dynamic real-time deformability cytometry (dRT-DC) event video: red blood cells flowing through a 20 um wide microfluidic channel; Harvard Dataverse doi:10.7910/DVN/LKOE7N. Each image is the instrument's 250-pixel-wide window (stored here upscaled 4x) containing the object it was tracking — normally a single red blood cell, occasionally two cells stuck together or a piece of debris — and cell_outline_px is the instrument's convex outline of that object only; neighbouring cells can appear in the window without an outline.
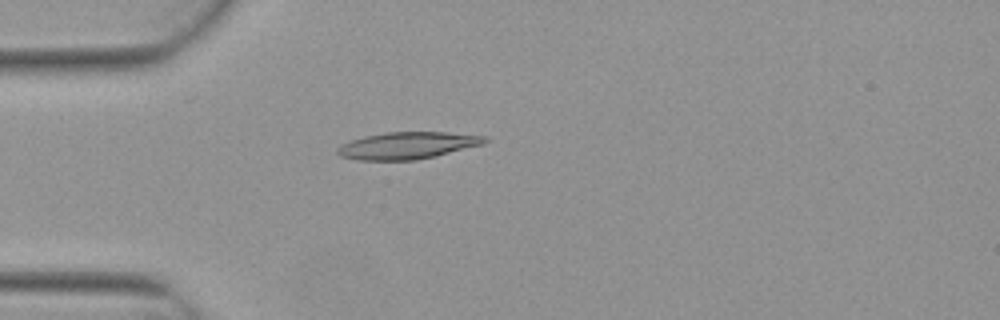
{"species": "Egyptian fruit bat (a non-hibernating species)", "species_latin": "Rousettus aegyptiacus", "temperature_condition": "warm", "stored_images_in_passage": 5, "camera_frame_rate_fps": 3000, "um_per_image_px": 0.085, "animal": {"sex": "female"}, "frame": {"image": 1, "passage_image": 4, "time_ms": 1.0, "image_size_px": [1000, 320], "cell_outline_px": [[488, 140], [484, 144], [416, 160], [356, 160], [340, 156], [336, 152], [336, 148], [340, 144], [364, 136], [384, 132], [448, 132], [488, 136]], "centroid_in_image_um": [34.61, 12.36], "position_along_channel_um": 50.4, "area_um2": 23.24}}